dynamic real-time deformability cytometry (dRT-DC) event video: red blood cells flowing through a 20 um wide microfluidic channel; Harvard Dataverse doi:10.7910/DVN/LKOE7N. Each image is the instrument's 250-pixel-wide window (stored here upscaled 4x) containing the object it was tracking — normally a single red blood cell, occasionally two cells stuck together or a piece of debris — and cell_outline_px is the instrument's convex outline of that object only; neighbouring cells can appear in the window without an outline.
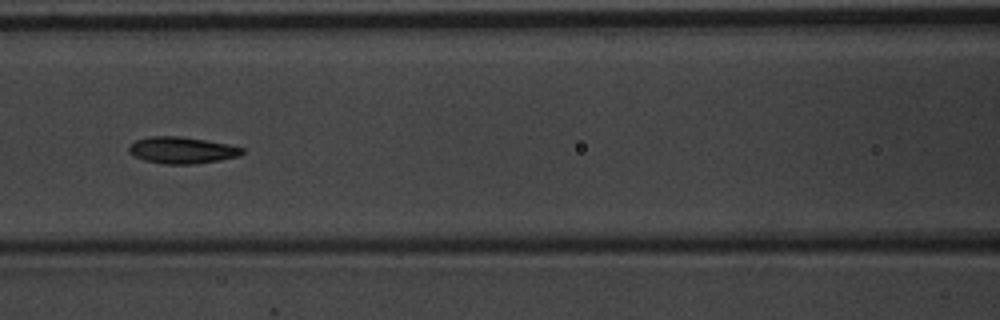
{"species": "common noctule bat (a hibernating species)", "species_latin": "Nyctalus noctula", "temperature_condition": "warm", "stored_images_in_passage": 36, "camera_frame_rate_fps": 3000, "um_per_image_px": 0.085, "animal": {"sex": "male", "body_mass_g": 20.1, "forearm_length_mm": 53.5}, "frame": {"image": 1, "passage_image": 11, "time_ms": 3.333, "image_size_px": [1000, 320], "cell_outline_px": [[244, 152], [240, 156], [220, 160], [192, 164], [164, 164], [144, 160], [132, 156], [128, 152], [128, 148], [136, 140], [148, 136], [180, 136], [228, 144], [244, 148]], "centroid_in_image_um": [15.45, 12.77], "position_along_channel_um": 151.2, "area_um2": 17.63}}
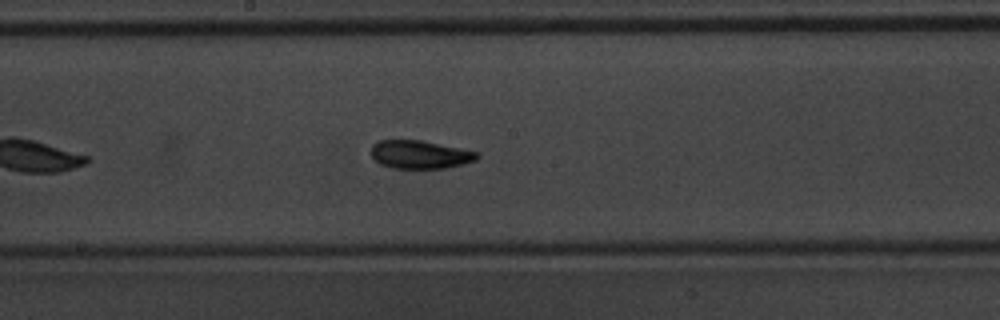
{"frame": {"image": 2, "passage_image": 16, "time_ms": 5.0, "image_size_px": [1000, 320], "cell_outline_px": [[480, 156], [476, 160], [464, 164], [444, 168], [392, 168], [380, 164], [372, 156], [372, 144], [380, 140], [420, 140], [480, 152]], "centroid_in_image_um": [35.73, 13.13], "position_along_channel_um": 212.5, "area_um2": 17.4}, "authors_computed_cell_mechanics": {"area_um2": 17.34, "velocity_mm_per_s": 3.6951, "shape_relaxation_time_tau1_ms": 1.6945, "shape_relaxation_time_tau2_ms": 2.5623, "deformation_change_tau1": 0.142, "deformation_change_tau2": 0.1012}}